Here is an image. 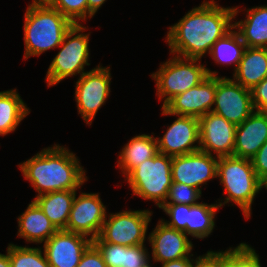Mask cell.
I'll return each mask as SVG.
<instances>
[{"mask_svg":"<svg viewBox=\"0 0 267 267\" xmlns=\"http://www.w3.org/2000/svg\"><path fill=\"white\" fill-rule=\"evenodd\" d=\"M16 219L18 223L16 236L23 239L26 244L34 243L42 246L58 231L33 200Z\"/></svg>","mask_w":267,"mask_h":267,"instance_id":"cell-20","label":"cell"},{"mask_svg":"<svg viewBox=\"0 0 267 267\" xmlns=\"http://www.w3.org/2000/svg\"><path fill=\"white\" fill-rule=\"evenodd\" d=\"M234 6L233 28L238 32L246 47L267 48V5L241 9ZM243 19H238L240 12Z\"/></svg>","mask_w":267,"mask_h":267,"instance_id":"cell-19","label":"cell"},{"mask_svg":"<svg viewBox=\"0 0 267 267\" xmlns=\"http://www.w3.org/2000/svg\"><path fill=\"white\" fill-rule=\"evenodd\" d=\"M223 259L231 267H262L259 254L248 242H241L235 247L222 250Z\"/></svg>","mask_w":267,"mask_h":267,"instance_id":"cell-29","label":"cell"},{"mask_svg":"<svg viewBox=\"0 0 267 267\" xmlns=\"http://www.w3.org/2000/svg\"><path fill=\"white\" fill-rule=\"evenodd\" d=\"M107 0H87L88 19L91 20Z\"/></svg>","mask_w":267,"mask_h":267,"instance_id":"cell-38","label":"cell"},{"mask_svg":"<svg viewBox=\"0 0 267 267\" xmlns=\"http://www.w3.org/2000/svg\"><path fill=\"white\" fill-rule=\"evenodd\" d=\"M245 49V43L241 40L238 32L232 28L213 44L209 56L215 64L226 66V68H228L227 66H233L234 73L238 68Z\"/></svg>","mask_w":267,"mask_h":267,"instance_id":"cell-27","label":"cell"},{"mask_svg":"<svg viewBox=\"0 0 267 267\" xmlns=\"http://www.w3.org/2000/svg\"><path fill=\"white\" fill-rule=\"evenodd\" d=\"M236 127L212 111L203 115L199 118L200 150L217 157L233 156Z\"/></svg>","mask_w":267,"mask_h":267,"instance_id":"cell-15","label":"cell"},{"mask_svg":"<svg viewBox=\"0 0 267 267\" xmlns=\"http://www.w3.org/2000/svg\"><path fill=\"white\" fill-rule=\"evenodd\" d=\"M159 68L150 74L155 81L156 96L163 107L177 94L199 85L208 76H219V72L202 64V59L183 58L172 54Z\"/></svg>","mask_w":267,"mask_h":267,"instance_id":"cell-5","label":"cell"},{"mask_svg":"<svg viewBox=\"0 0 267 267\" xmlns=\"http://www.w3.org/2000/svg\"><path fill=\"white\" fill-rule=\"evenodd\" d=\"M77 194L76 192L65 230L94 240L98 237L106 219V205H104L100 193L80 191L78 196Z\"/></svg>","mask_w":267,"mask_h":267,"instance_id":"cell-12","label":"cell"},{"mask_svg":"<svg viewBox=\"0 0 267 267\" xmlns=\"http://www.w3.org/2000/svg\"><path fill=\"white\" fill-rule=\"evenodd\" d=\"M217 156L198 150L186 155L172 157V182L182 183L198 189L202 193L203 185L217 180Z\"/></svg>","mask_w":267,"mask_h":267,"instance_id":"cell-13","label":"cell"},{"mask_svg":"<svg viewBox=\"0 0 267 267\" xmlns=\"http://www.w3.org/2000/svg\"><path fill=\"white\" fill-rule=\"evenodd\" d=\"M111 75L110 65L103 67L99 63L74 81L77 112L89 126L111 95Z\"/></svg>","mask_w":267,"mask_h":267,"instance_id":"cell-9","label":"cell"},{"mask_svg":"<svg viewBox=\"0 0 267 267\" xmlns=\"http://www.w3.org/2000/svg\"><path fill=\"white\" fill-rule=\"evenodd\" d=\"M250 160L258 179L267 186V141Z\"/></svg>","mask_w":267,"mask_h":267,"instance_id":"cell-33","label":"cell"},{"mask_svg":"<svg viewBox=\"0 0 267 267\" xmlns=\"http://www.w3.org/2000/svg\"><path fill=\"white\" fill-rule=\"evenodd\" d=\"M92 244L88 237L58 230L43 245L50 267H77L86 249Z\"/></svg>","mask_w":267,"mask_h":267,"instance_id":"cell-17","label":"cell"},{"mask_svg":"<svg viewBox=\"0 0 267 267\" xmlns=\"http://www.w3.org/2000/svg\"><path fill=\"white\" fill-rule=\"evenodd\" d=\"M192 267H217V251L208 250L192 265Z\"/></svg>","mask_w":267,"mask_h":267,"instance_id":"cell-36","label":"cell"},{"mask_svg":"<svg viewBox=\"0 0 267 267\" xmlns=\"http://www.w3.org/2000/svg\"><path fill=\"white\" fill-rule=\"evenodd\" d=\"M133 196L154 202L160 208L172 185V157L157 153L133 168L125 177Z\"/></svg>","mask_w":267,"mask_h":267,"instance_id":"cell-7","label":"cell"},{"mask_svg":"<svg viewBox=\"0 0 267 267\" xmlns=\"http://www.w3.org/2000/svg\"><path fill=\"white\" fill-rule=\"evenodd\" d=\"M153 211L127 209L108 213L98 237L107 243L123 246H138L148 240V226Z\"/></svg>","mask_w":267,"mask_h":267,"instance_id":"cell-8","label":"cell"},{"mask_svg":"<svg viewBox=\"0 0 267 267\" xmlns=\"http://www.w3.org/2000/svg\"><path fill=\"white\" fill-rule=\"evenodd\" d=\"M196 256V257H195ZM190 257H184L178 260H173L165 263H161L160 267H192V265L202 256L196 254Z\"/></svg>","mask_w":267,"mask_h":267,"instance_id":"cell-37","label":"cell"},{"mask_svg":"<svg viewBox=\"0 0 267 267\" xmlns=\"http://www.w3.org/2000/svg\"><path fill=\"white\" fill-rule=\"evenodd\" d=\"M255 111L267 113V77L251 89Z\"/></svg>","mask_w":267,"mask_h":267,"instance_id":"cell-34","label":"cell"},{"mask_svg":"<svg viewBox=\"0 0 267 267\" xmlns=\"http://www.w3.org/2000/svg\"><path fill=\"white\" fill-rule=\"evenodd\" d=\"M49 4L73 24H83L88 20L87 0H50Z\"/></svg>","mask_w":267,"mask_h":267,"instance_id":"cell-30","label":"cell"},{"mask_svg":"<svg viewBox=\"0 0 267 267\" xmlns=\"http://www.w3.org/2000/svg\"><path fill=\"white\" fill-rule=\"evenodd\" d=\"M217 179L223 186V198L215 200L220 208L238 206L246 220L252 216V205L266 186L258 179L250 159L235 156L218 158Z\"/></svg>","mask_w":267,"mask_h":267,"instance_id":"cell-3","label":"cell"},{"mask_svg":"<svg viewBox=\"0 0 267 267\" xmlns=\"http://www.w3.org/2000/svg\"><path fill=\"white\" fill-rule=\"evenodd\" d=\"M183 231L166 226L158 220L155 228L148 234L150 259L152 265L178 260L193 255L194 244Z\"/></svg>","mask_w":267,"mask_h":267,"instance_id":"cell-14","label":"cell"},{"mask_svg":"<svg viewBox=\"0 0 267 267\" xmlns=\"http://www.w3.org/2000/svg\"><path fill=\"white\" fill-rule=\"evenodd\" d=\"M73 23L49 3L27 4L24 13L23 59L58 48Z\"/></svg>","mask_w":267,"mask_h":267,"instance_id":"cell-4","label":"cell"},{"mask_svg":"<svg viewBox=\"0 0 267 267\" xmlns=\"http://www.w3.org/2000/svg\"><path fill=\"white\" fill-rule=\"evenodd\" d=\"M90 27L83 24H73L66 32L58 53L52 58L47 68L45 82L47 87H53L69 77L78 78L87 72L85 66H90Z\"/></svg>","mask_w":267,"mask_h":267,"instance_id":"cell-6","label":"cell"},{"mask_svg":"<svg viewBox=\"0 0 267 267\" xmlns=\"http://www.w3.org/2000/svg\"><path fill=\"white\" fill-rule=\"evenodd\" d=\"M160 109L161 115L174 116L175 120L166 126L162 136L156 135L158 152L173 157L200 150L199 118L172 115L163 107Z\"/></svg>","mask_w":267,"mask_h":267,"instance_id":"cell-11","label":"cell"},{"mask_svg":"<svg viewBox=\"0 0 267 267\" xmlns=\"http://www.w3.org/2000/svg\"><path fill=\"white\" fill-rule=\"evenodd\" d=\"M0 267H11L9 253L7 250L5 254L0 253Z\"/></svg>","mask_w":267,"mask_h":267,"instance_id":"cell-39","label":"cell"},{"mask_svg":"<svg viewBox=\"0 0 267 267\" xmlns=\"http://www.w3.org/2000/svg\"><path fill=\"white\" fill-rule=\"evenodd\" d=\"M219 4L203 0L169 26L164 36L169 54L193 59L209 55L213 44L233 28L234 6Z\"/></svg>","mask_w":267,"mask_h":267,"instance_id":"cell-1","label":"cell"},{"mask_svg":"<svg viewBox=\"0 0 267 267\" xmlns=\"http://www.w3.org/2000/svg\"><path fill=\"white\" fill-rule=\"evenodd\" d=\"M77 191L61 190L46 193L32 200L58 230L66 229Z\"/></svg>","mask_w":267,"mask_h":267,"instance_id":"cell-24","label":"cell"},{"mask_svg":"<svg viewBox=\"0 0 267 267\" xmlns=\"http://www.w3.org/2000/svg\"><path fill=\"white\" fill-rule=\"evenodd\" d=\"M232 79L247 89L254 88L267 77V48L246 47Z\"/></svg>","mask_w":267,"mask_h":267,"instance_id":"cell-23","label":"cell"},{"mask_svg":"<svg viewBox=\"0 0 267 267\" xmlns=\"http://www.w3.org/2000/svg\"><path fill=\"white\" fill-rule=\"evenodd\" d=\"M11 267H50L42 246L30 247L9 243L7 246Z\"/></svg>","mask_w":267,"mask_h":267,"instance_id":"cell-28","label":"cell"},{"mask_svg":"<svg viewBox=\"0 0 267 267\" xmlns=\"http://www.w3.org/2000/svg\"><path fill=\"white\" fill-rule=\"evenodd\" d=\"M158 153L157 138L154 133L136 134L124 144L117 157V169L125 177L133 168Z\"/></svg>","mask_w":267,"mask_h":267,"instance_id":"cell-22","label":"cell"},{"mask_svg":"<svg viewBox=\"0 0 267 267\" xmlns=\"http://www.w3.org/2000/svg\"><path fill=\"white\" fill-rule=\"evenodd\" d=\"M30 112L17 88L0 91V136L14 133Z\"/></svg>","mask_w":267,"mask_h":267,"instance_id":"cell-25","label":"cell"},{"mask_svg":"<svg viewBox=\"0 0 267 267\" xmlns=\"http://www.w3.org/2000/svg\"><path fill=\"white\" fill-rule=\"evenodd\" d=\"M254 111L250 89L236 83L231 77L216 76V93L212 112L239 125Z\"/></svg>","mask_w":267,"mask_h":267,"instance_id":"cell-10","label":"cell"},{"mask_svg":"<svg viewBox=\"0 0 267 267\" xmlns=\"http://www.w3.org/2000/svg\"><path fill=\"white\" fill-rule=\"evenodd\" d=\"M215 93L216 76H208L199 85L174 96L163 108L172 115L200 118L212 111Z\"/></svg>","mask_w":267,"mask_h":267,"instance_id":"cell-16","label":"cell"},{"mask_svg":"<svg viewBox=\"0 0 267 267\" xmlns=\"http://www.w3.org/2000/svg\"><path fill=\"white\" fill-rule=\"evenodd\" d=\"M199 199H202V193L198 189L182 183L172 182L163 205H195L200 201Z\"/></svg>","mask_w":267,"mask_h":267,"instance_id":"cell-31","label":"cell"},{"mask_svg":"<svg viewBox=\"0 0 267 267\" xmlns=\"http://www.w3.org/2000/svg\"><path fill=\"white\" fill-rule=\"evenodd\" d=\"M159 209L169 217L168 220L165 218H160V221L163 222L166 226L173 229L183 231L186 234V217L187 211H189V205L183 204H172V205H162Z\"/></svg>","mask_w":267,"mask_h":267,"instance_id":"cell-32","label":"cell"},{"mask_svg":"<svg viewBox=\"0 0 267 267\" xmlns=\"http://www.w3.org/2000/svg\"><path fill=\"white\" fill-rule=\"evenodd\" d=\"M217 267H231L224 259L222 250L217 251Z\"/></svg>","mask_w":267,"mask_h":267,"instance_id":"cell-40","label":"cell"},{"mask_svg":"<svg viewBox=\"0 0 267 267\" xmlns=\"http://www.w3.org/2000/svg\"><path fill=\"white\" fill-rule=\"evenodd\" d=\"M77 267H107L99 250L91 244L83 253Z\"/></svg>","mask_w":267,"mask_h":267,"instance_id":"cell-35","label":"cell"},{"mask_svg":"<svg viewBox=\"0 0 267 267\" xmlns=\"http://www.w3.org/2000/svg\"><path fill=\"white\" fill-rule=\"evenodd\" d=\"M99 250L107 267H149L150 251L146 244L138 246L115 245L102 241L99 237L92 240Z\"/></svg>","mask_w":267,"mask_h":267,"instance_id":"cell-21","label":"cell"},{"mask_svg":"<svg viewBox=\"0 0 267 267\" xmlns=\"http://www.w3.org/2000/svg\"><path fill=\"white\" fill-rule=\"evenodd\" d=\"M267 141V113L254 111L237 125L233 156L251 159Z\"/></svg>","mask_w":267,"mask_h":267,"instance_id":"cell-18","label":"cell"},{"mask_svg":"<svg viewBox=\"0 0 267 267\" xmlns=\"http://www.w3.org/2000/svg\"><path fill=\"white\" fill-rule=\"evenodd\" d=\"M79 159L69 147L54 143L17 166L38 197L55 191L81 189L89 178Z\"/></svg>","mask_w":267,"mask_h":267,"instance_id":"cell-2","label":"cell"},{"mask_svg":"<svg viewBox=\"0 0 267 267\" xmlns=\"http://www.w3.org/2000/svg\"><path fill=\"white\" fill-rule=\"evenodd\" d=\"M219 204L199 201L195 205H189L186 217V235L192 239L204 240L208 238L216 227L217 211Z\"/></svg>","mask_w":267,"mask_h":267,"instance_id":"cell-26","label":"cell"},{"mask_svg":"<svg viewBox=\"0 0 267 267\" xmlns=\"http://www.w3.org/2000/svg\"><path fill=\"white\" fill-rule=\"evenodd\" d=\"M49 1L50 0H32L29 3H32V4H40V3H49Z\"/></svg>","mask_w":267,"mask_h":267,"instance_id":"cell-41","label":"cell"}]
</instances>
